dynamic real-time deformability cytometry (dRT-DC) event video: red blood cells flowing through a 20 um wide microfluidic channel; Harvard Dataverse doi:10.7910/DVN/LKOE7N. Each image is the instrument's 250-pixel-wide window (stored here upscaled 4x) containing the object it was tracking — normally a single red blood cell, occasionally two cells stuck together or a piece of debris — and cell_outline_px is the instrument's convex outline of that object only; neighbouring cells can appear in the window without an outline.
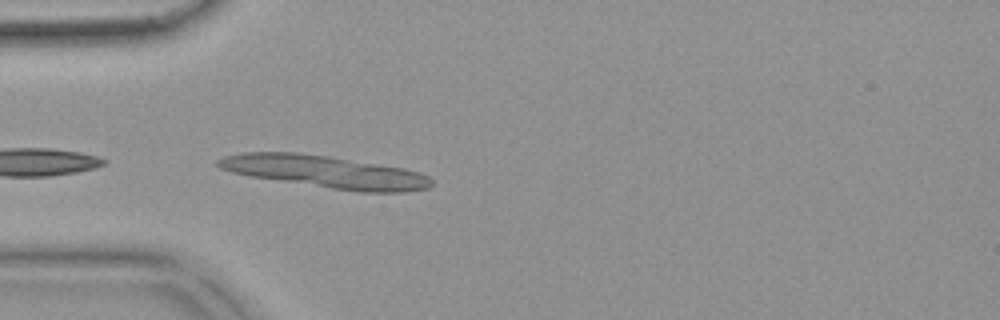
{"species": "common noctule bat (a hibernating species)", "species_latin": "Nyctalus noctula", "temperature_condition": "warm", "stored_images_in_passage": 5, "camera_frame_rate_fps": 3000, "um_per_image_px": 0.085, "animal": {"sex": "female", "body_mass_g": 18.4}, "frame": {"image": 1, "passage_image": 1, "time_ms": 0.0, "image_size_px": [1000, 320], "cell_outline_px": [[432, 184], [428, 188], [408, 192], [360, 192], [248, 176], [232, 172], [220, 168], [216, 164], [216, 160], [224, 156], [244, 152], [300, 152], [328, 156], [404, 168], [420, 172], [428, 176], [432, 180]], "centroid_in_image_um": [27.64, 14.6], "position_along_channel_um": 57.4, "area_um2": 40.11}}